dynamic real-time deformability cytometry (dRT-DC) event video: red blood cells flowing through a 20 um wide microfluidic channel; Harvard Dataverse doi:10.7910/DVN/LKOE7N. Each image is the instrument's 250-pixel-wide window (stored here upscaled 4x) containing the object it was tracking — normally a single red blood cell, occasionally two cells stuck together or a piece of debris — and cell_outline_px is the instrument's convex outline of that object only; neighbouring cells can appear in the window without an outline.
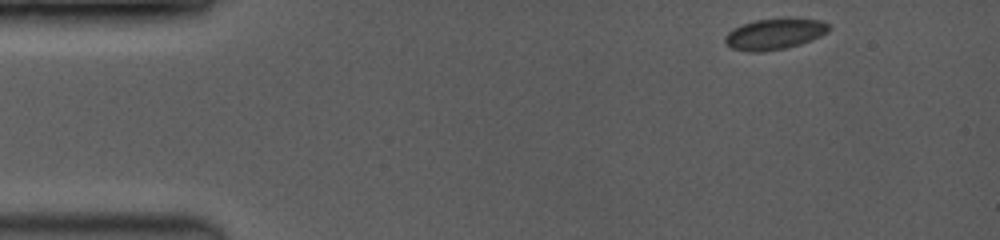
{"species": "common noctule bat (a hibernating species)", "species_latin": "Nyctalus noctula", "temperature_condition": "room temperature", "stored_images_in_passage": 23, "camera_frame_rate_fps": 3500, "um_per_image_px": 0.085, "animal": {"sex": "female", "body_mass_g": 19.0, "forearm_length_mm": 53.3}, "frame": {"image": 1, "passage_image": 1, "time_ms": 0.0, "image_size_px": [1000, 240], "cell_outline_px": [[832, 28], [828, 32], [812, 40], [788, 48], [764, 52], [748, 52], [732, 48], [724, 44], [724, 36], [732, 28], [756, 20], [820, 20], [828, 24]], "centroid_in_image_um": [65.8, 2.94], "position_along_channel_um": 19.2, "area_um2": 18.5}}
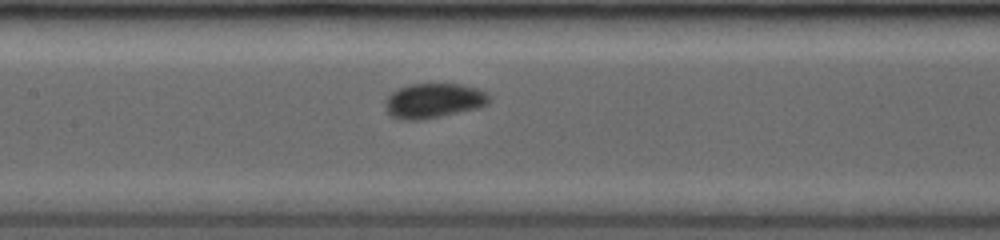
{"frame": {"image": 2, "passage_image": 10, "time_ms": 6.0, "image_size_px": [1000, 240], "cell_outline_px": [[492, 100], [488, 104], [476, 108], [440, 116], [416, 120], [400, 120], [392, 116], [384, 108], [384, 100], [396, 88], [408, 84], [464, 84], [488, 92]], "centroid_in_image_um": [36.85, 8.54], "position_along_channel_um": 170.6, "area_um2": 21.27}}
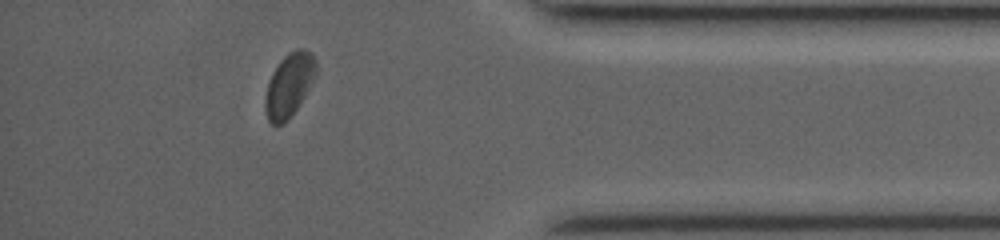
{"frame": {"image": 3, "passage_image": 20, "time_ms": 12.286, "image_size_px": [1000, 240], "cell_outline_px": [[316, 76], [304, 96], [296, 108], [280, 124], [272, 124], [268, 120], [264, 108], [264, 96], [272, 72], [280, 60], [288, 52], [296, 48], [304, 48], [312, 52], [316, 60]], "centroid_in_image_um": [24.58, 7.15], "position_along_channel_um": 410.6, "area_um2": 18.67}, "authors_computed_cell_mechanics": {"area_um2": 19.652, "velocity_mm_per_s": 4.0591, "shape_relaxation_time_tau1_ms": 2.7767, "shape_relaxation_time_tau2_ms": null, "deformation_change_tau1": 0.0362, "deformation_change_tau2": null}}